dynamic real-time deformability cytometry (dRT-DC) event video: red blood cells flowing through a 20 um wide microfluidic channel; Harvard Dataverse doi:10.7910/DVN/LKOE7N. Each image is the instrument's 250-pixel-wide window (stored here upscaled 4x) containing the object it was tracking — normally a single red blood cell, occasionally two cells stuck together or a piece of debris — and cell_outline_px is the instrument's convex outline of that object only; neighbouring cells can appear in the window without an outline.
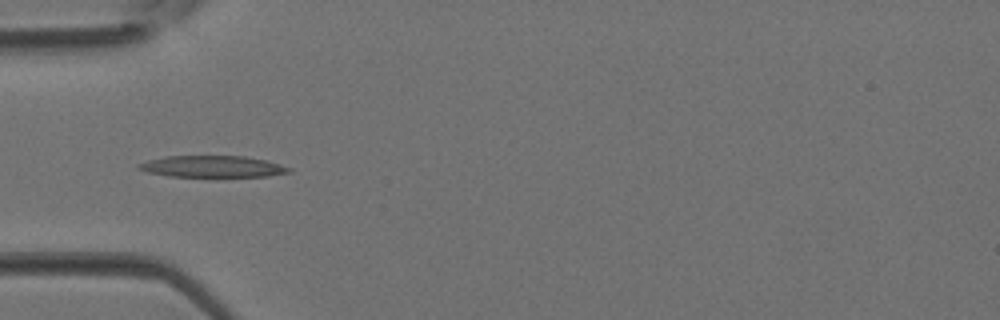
{"species": "Egyptian fruit bat (a non-hibernating species)", "species_latin": "Rousettus aegyptiacus", "temperature_condition": "room temperature", "stored_images_in_passage": 5, "camera_frame_rate_fps": 3000, "um_per_image_px": 0.085, "animal": {"sex": "female"}, "frame": {"image": 1, "passage_image": 4, "time_ms": 1.0, "image_size_px": [1000, 320], "cell_outline_px": [[292, 172], [268, 176], [168, 176], [148, 172], [136, 168], [136, 164], [148, 160], [164, 156], [244, 156], [264, 160], [280, 164], [292, 168]], "centroid_in_image_um": [18.04, 14.15], "position_along_channel_um": 67.0, "area_um2": 18.79}}
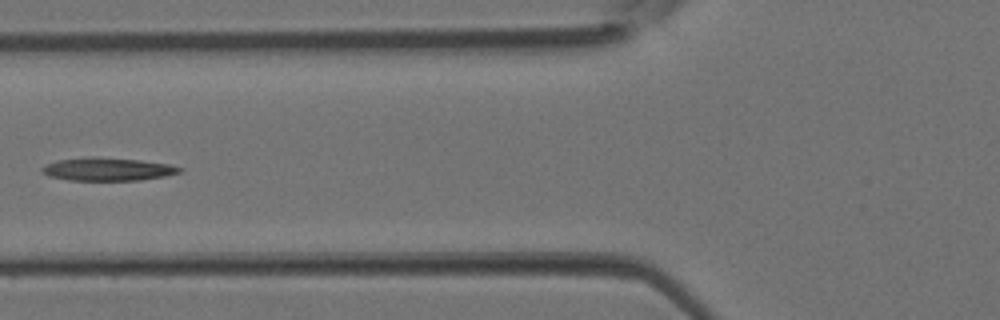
{"frame": {"image": 2, "passage_image": 5, "time_ms": 1.333, "image_size_px": [1000, 320], "cell_outline_px": [[184, 168], [180, 172], [164, 176], [140, 180], [68, 180], [48, 176], [40, 172], [40, 168], [48, 164], [60, 160], [140, 160], [168, 164]], "centroid_in_image_um": [9.19, 14.44], "position_along_channel_um": 116.6, "area_um2": 17.22}}